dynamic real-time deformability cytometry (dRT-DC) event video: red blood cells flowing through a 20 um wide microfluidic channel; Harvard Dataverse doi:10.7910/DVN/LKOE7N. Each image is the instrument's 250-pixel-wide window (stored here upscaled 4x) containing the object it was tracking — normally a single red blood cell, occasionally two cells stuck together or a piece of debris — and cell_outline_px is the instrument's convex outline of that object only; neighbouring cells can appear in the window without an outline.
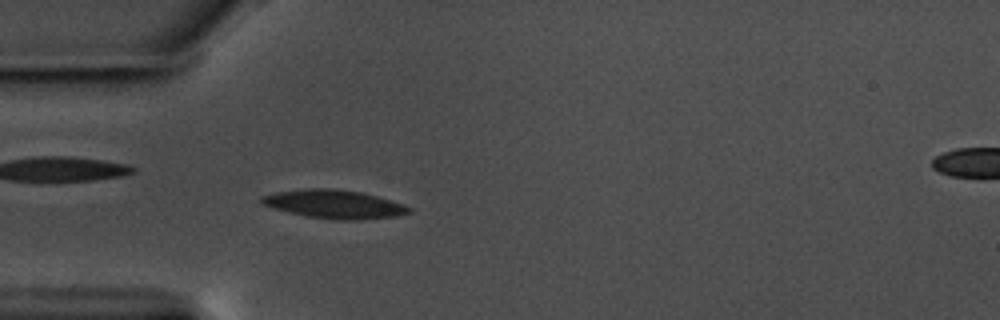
{"species": "common noctule bat (a hibernating species)", "species_latin": "Nyctalus noctula", "temperature_condition": "warm", "stored_images_in_passage": 56, "camera_frame_rate_fps": 3000, "um_per_image_px": 0.085, "animal": {"sex": "male", "body_mass_g": 17.5, "forearm_length_mm": 52.3}, "frame": {"image": 1, "passage_image": 16, "time_ms": 5.0, "image_size_px": [1000, 320], "cell_outline_px": [[412, 212], [396, 216], [360, 220], [340, 220], [304, 216], [288, 212], [260, 204], [260, 196], [276, 192], [308, 188], [332, 188], [360, 192], [376, 196], [404, 204], [412, 208]], "centroid_in_image_um": [28.39, 17.36], "position_along_channel_um": 56.6, "area_um2": 24.57}}
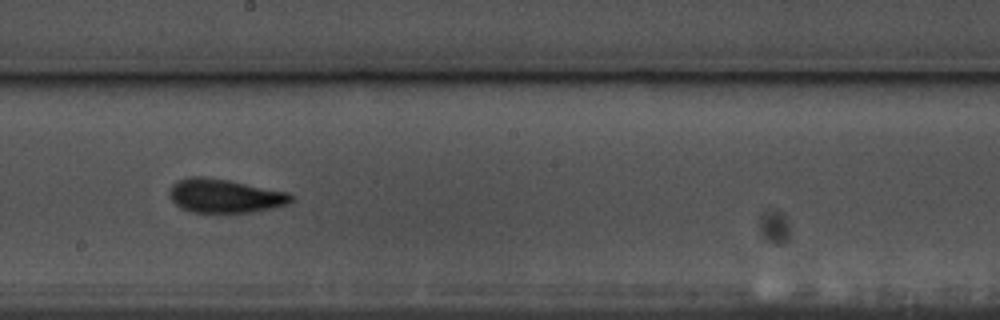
{"frame": {"image": 2, "passage_image": 31, "time_ms": 10.0, "image_size_px": [1000, 320], "cell_outline_px": [[292, 200], [288, 204], [272, 208], [252, 212], [192, 212], [180, 208], [168, 196], [168, 188], [176, 180], [192, 176], [204, 176], [228, 180], [288, 192], [292, 196]], "centroid_in_image_um": [19.05, 16.64], "position_along_channel_um": 229.2, "area_um2": 24.04}}
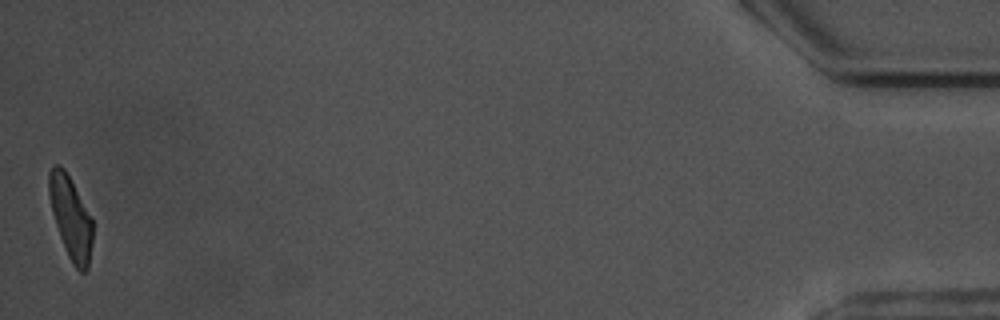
{"frame": {"image": 3, "passage_image": 56, "time_ms": 18.333, "image_size_px": [1000, 320], "cell_outline_px": [[92, 240], [88, 268], [84, 272], [80, 272], [72, 264], [68, 256], [60, 236], [52, 212], [48, 192], [48, 172], [52, 164], [60, 164], [64, 168], [92, 220]], "centroid_in_image_um": [5.98, 18.48], "position_along_channel_um": 429.2, "area_um2": 20.63}, "authors_computed_cell_mechanics": {"area_um2": 22.6576, "velocity_mm_per_s": 3.561, "shape_relaxation_time_tau1_ms": 4.1512, "shape_relaxation_time_tau2_ms": 2.0407, "deformation_change_tau1": 0.1468, "deformation_change_tau2": 0.1004}}